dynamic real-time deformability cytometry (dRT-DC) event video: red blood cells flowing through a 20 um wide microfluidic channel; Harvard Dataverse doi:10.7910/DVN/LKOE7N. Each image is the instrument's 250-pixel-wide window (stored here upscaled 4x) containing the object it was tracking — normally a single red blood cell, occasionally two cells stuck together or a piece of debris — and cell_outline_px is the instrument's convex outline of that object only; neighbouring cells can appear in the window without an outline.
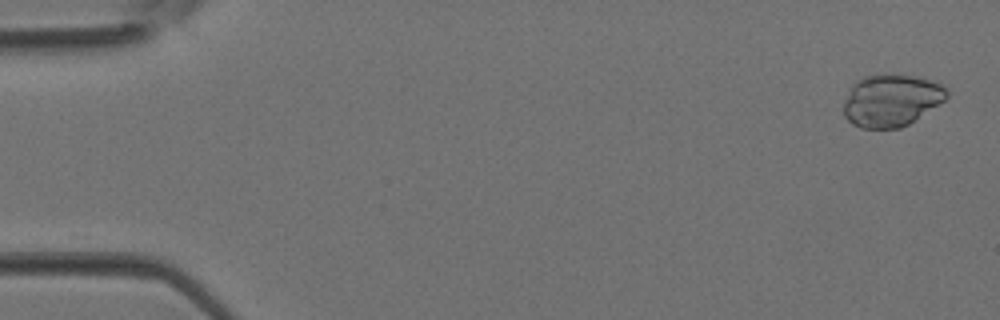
{"species": "Egyptian fruit bat (a non-hibernating species)", "species_latin": "Rousettus aegyptiacus", "temperature_condition": "room temperature", "stored_images_in_passage": 5, "camera_frame_rate_fps": 3000, "um_per_image_px": 0.085, "animal": {"sex": "female"}, "frame": {"image": 1, "passage_image": 1, "time_ms": 0.0, "image_size_px": [1000, 320], "cell_outline_px": [[948, 96], [944, 100], [908, 124], [900, 128], [860, 128], [852, 124], [844, 116], [844, 104], [848, 92], [852, 84], [856, 80], [864, 76], [916, 76], [936, 80], [944, 84], [948, 88]], "centroid_in_image_um": [75.78, 8.53], "position_along_channel_um": 9.2, "area_um2": 31.15}}